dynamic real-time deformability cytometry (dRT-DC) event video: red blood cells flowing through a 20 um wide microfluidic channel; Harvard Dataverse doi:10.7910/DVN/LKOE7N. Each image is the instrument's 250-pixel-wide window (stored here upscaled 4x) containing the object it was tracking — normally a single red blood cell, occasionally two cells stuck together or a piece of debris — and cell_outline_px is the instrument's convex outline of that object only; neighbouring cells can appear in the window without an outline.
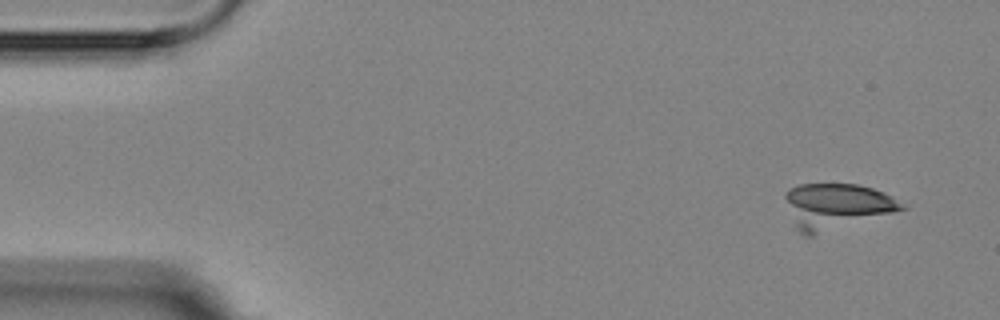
{"species": "Egyptian fruit bat (a non-hibernating species)", "species_latin": "Rousettus aegyptiacus", "temperature_condition": "room temperature", "stored_images_in_passage": 7, "camera_frame_rate_fps": 3000, "um_per_image_px": 0.085, "animal": {"sex": "female"}, "frame": {"image": 1, "passage_image": 2, "time_ms": 2.0, "image_size_px": [1000, 320], "cell_outline_px": [[908, 208], [812, 236], [804, 236], [796, 228], [784, 196], [784, 192], [788, 188], [800, 184], [856, 184], [872, 188], [892, 196]], "centroid_in_image_um": [71.07, 17.52], "position_along_channel_um": 13.9, "area_um2": 30.75}}
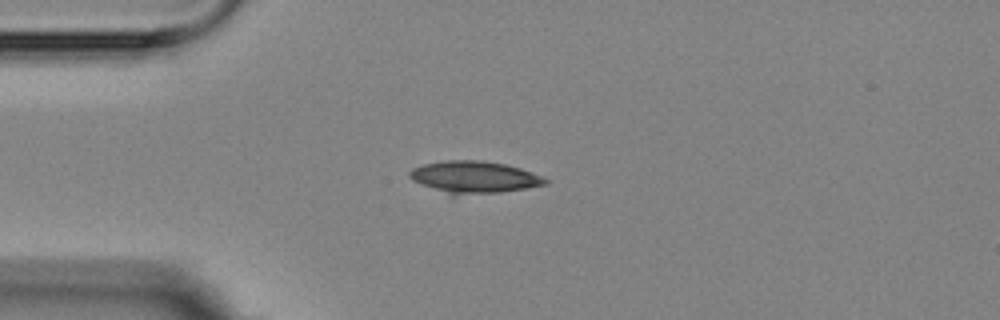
{"frame": {"image": 2, "passage_image": 5, "time_ms": 5.333, "image_size_px": [1000, 320], "cell_outline_px": [[548, 184], [500, 192], [452, 196], [412, 180], [408, 176], [408, 172], [412, 168], [424, 164], [444, 160], [480, 160], [504, 164], [520, 168], [532, 172], [548, 180]], "centroid_in_image_um": [40.26, 15.06], "position_along_channel_um": 44.7, "area_um2": 25.26}}